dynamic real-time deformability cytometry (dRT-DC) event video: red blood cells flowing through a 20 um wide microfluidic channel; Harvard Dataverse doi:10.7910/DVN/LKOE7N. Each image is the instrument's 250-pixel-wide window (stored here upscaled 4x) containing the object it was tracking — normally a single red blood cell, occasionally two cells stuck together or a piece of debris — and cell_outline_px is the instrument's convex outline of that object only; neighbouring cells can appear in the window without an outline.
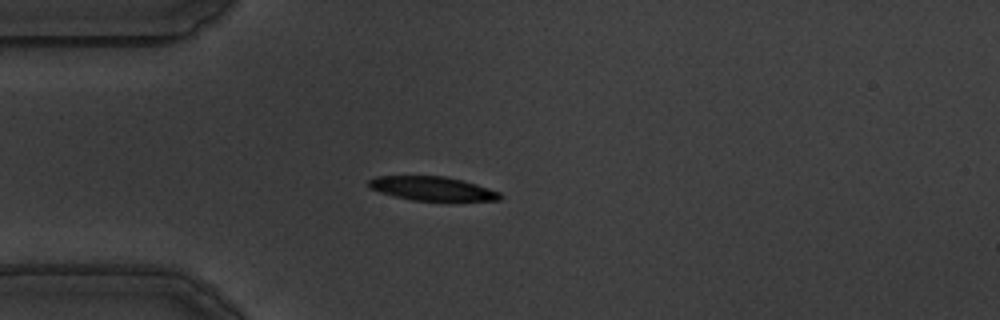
{"species": "common noctule bat (a hibernating species)", "species_latin": "Nyctalus noctula", "temperature_condition": "warm", "stored_images_in_passage": 57, "camera_frame_rate_fps": 3000, "um_per_image_px": 0.085, "animal": {"sex": "male", "body_mass_g": 19.5, "forearm_length_mm": 54.6}, "frame": {"image": 1, "passage_image": 15, "time_ms": 4.667, "image_size_px": [1000, 320], "cell_outline_px": [[504, 196], [500, 200], [412, 200], [380, 192], [368, 188], [368, 180], [376, 176], [444, 176], [476, 184], [500, 192]], "centroid_in_image_um": [36.72, 16.02], "position_along_channel_um": 48.3, "area_um2": 18.09}}
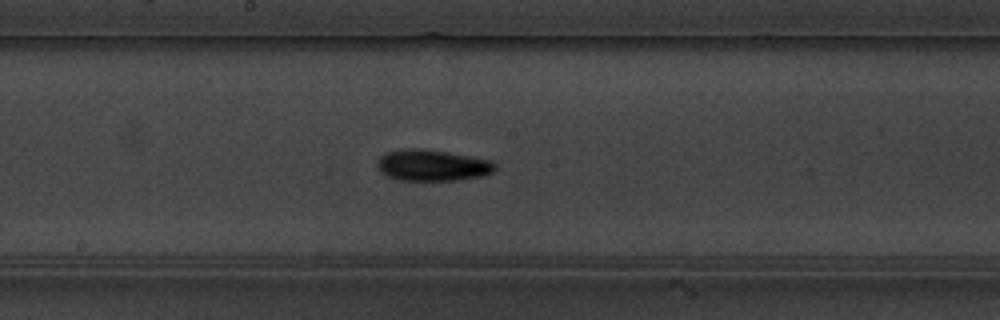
{"frame": {"image": 2, "passage_image": 30, "time_ms": 9.667, "image_size_px": [1000, 320], "cell_outline_px": [[496, 168], [492, 172], [484, 176], [456, 180], [396, 180], [384, 176], [380, 172], [376, 164], [380, 156], [384, 152], [400, 148], [416, 148], [448, 152], [492, 160], [496, 164]], "centroid_in_image_um": [36.7, 14.05], "position_along_channel_um": 211.5, "area_um2": 21.85}}
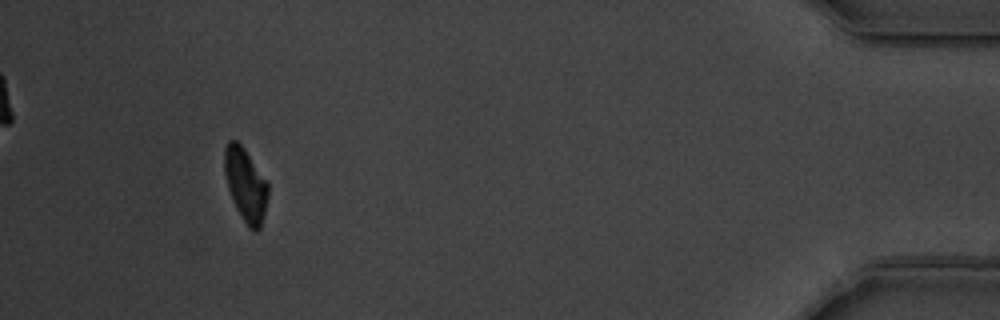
{"frame": {"image": 3, "passage_image": 53, "time_ms": 17.333, "image_size_px": [1000, 320], "cell_outline_px": [[268, 196], [260, 228], [256, 232], [252, 232], [248, 228], [236, 208], [228, 188], [224, 172], [224, 148], [228, 140], [236, 140], [244, 148], [268, 184]], "centroid_in_image_um": [20.85, 15.71], "position_along_channel_um": 414.3, "area_um2": 18.44}, "authors_computed_cell_mechanics": {"area_um2": 19.7098, "velocity_mm_per_s": 3.5063, "shape_relaxation_time_tau1_ms": 4.031, "shape_relaxation_time_tau2_ms": 10.0077, "deformation_change_tau1": 0.1553, "deformation_change_tau2": 0.1448}}